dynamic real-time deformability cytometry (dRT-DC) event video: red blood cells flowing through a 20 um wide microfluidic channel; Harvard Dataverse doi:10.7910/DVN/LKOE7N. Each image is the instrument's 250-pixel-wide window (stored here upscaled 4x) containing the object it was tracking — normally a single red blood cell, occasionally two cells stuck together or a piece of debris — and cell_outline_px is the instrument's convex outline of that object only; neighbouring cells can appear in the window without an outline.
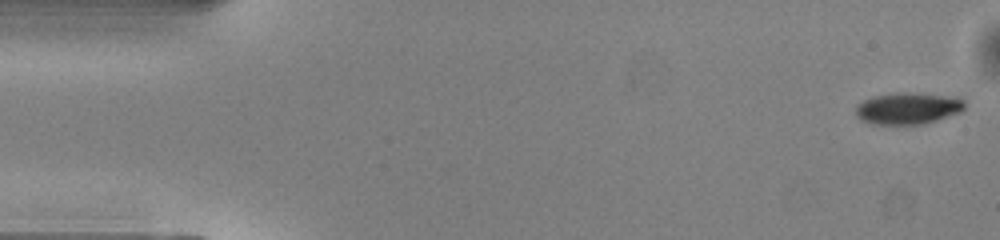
{"species": "common noctule bat (a hibernating species)", "species_latin": "Nyctalus noctula", "temperature_condition": "warm", "stored_images_in_passage": 13, "camera_frame_rate_fps": 3000, "um_per_image_px": 0.085, "animal": {"sex": "male", "body_mass_g": 13.0, "forearm_length_mm": 53.1}, "frame": {"image": 1, "passage_image": 1, "time_ms": 0.0, "image_size_px": [1000, 240], "cell_outline_px": [[964, 108], [960, 112], [924, 124], [872, 124], [860, 120], [856, 116], [856, 104], [872, 96], [896, 92], [904, 92], [956, 96], [964, 100]], "centroid_in_image_um": [77.15, 9.2], "position_along_channel_um": 7.9, "area_um2": 20.29}}